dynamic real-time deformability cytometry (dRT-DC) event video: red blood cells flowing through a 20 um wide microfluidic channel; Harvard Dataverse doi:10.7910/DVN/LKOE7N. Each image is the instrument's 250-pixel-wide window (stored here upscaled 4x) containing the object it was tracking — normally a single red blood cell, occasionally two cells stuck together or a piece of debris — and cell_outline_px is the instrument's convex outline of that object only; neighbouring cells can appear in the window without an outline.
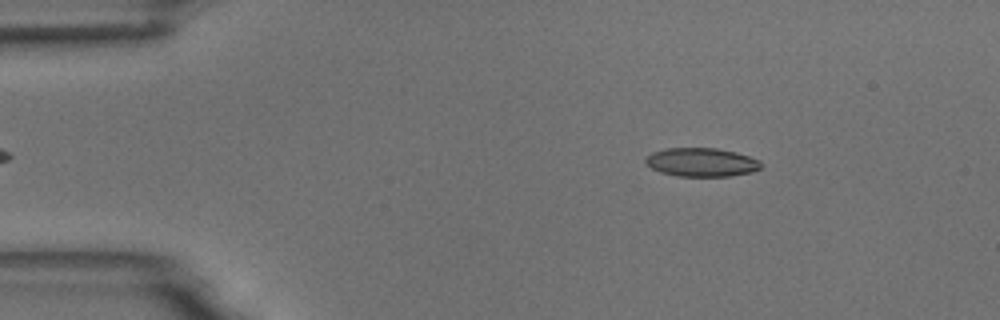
{"species": "common noctule bat (a hibernating species)", "species_latin": "Nyctalus noctula", "temperature_condition": "room temperature", "stored_images_in_passage": 3, "camera_frame_rate_fps": 3000, "um_per_image_px": 0.085, "animal": {"sex": "male", "body_mass_g": 18.8}, "frame": {"image": 1, "passage_image": 1, "time_ms": 0.0, "image_size_px": [1000, 320], "cell_outline_px": [[760, 168], [752, 172], [732, 176], [676, 176], [660, 172], [652, 168], [644, 160], [652, 152], [664, 148], [716, 148], [736, 152], [760, 160]], "centroid_in_image_um": [59.62, 13.79], "position_along_channel_um": 25.4, "area_um2": 19.25}}